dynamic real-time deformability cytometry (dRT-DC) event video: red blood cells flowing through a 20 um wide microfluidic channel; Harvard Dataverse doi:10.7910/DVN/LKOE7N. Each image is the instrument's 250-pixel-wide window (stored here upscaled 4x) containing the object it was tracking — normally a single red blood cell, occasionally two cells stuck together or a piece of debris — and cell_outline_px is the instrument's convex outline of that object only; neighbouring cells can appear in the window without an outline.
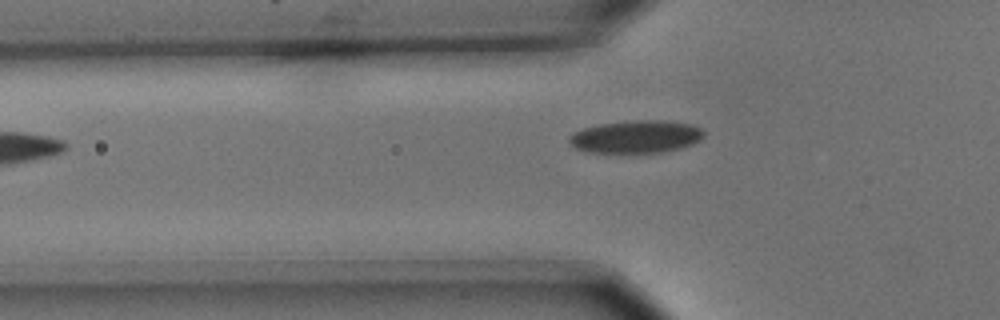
{"species": "common noctule bat (a hibernating species)", "species_latin": "Nyctalus noctula", "temperature_condition": "cold", "stored_images_in_passage": 6, "camera_frame_rate_fps": 3000, "um_per_image_px": 0.085, "animal": {"sex": "male", "body_mass_g": 15.6}, "frame": {"image": 1, "passage_image": 6, "time_ms": 1.667, "image_size_px": [1000, 320], "cell_outline_px": [[704, 136], [700, 140], [692, 144], [660, 152], [592, 152], [576, 148], [568, 140], [568, 136], [572, 132], [584, 128], [600, 124], [636, 120], [668, 120], [692, 124], [700, 128], [704, 132]], "centroid_in_image_um": [54.07, 11.6], "position_along_channel_um": 71.7, "area_um2": 25.37}}